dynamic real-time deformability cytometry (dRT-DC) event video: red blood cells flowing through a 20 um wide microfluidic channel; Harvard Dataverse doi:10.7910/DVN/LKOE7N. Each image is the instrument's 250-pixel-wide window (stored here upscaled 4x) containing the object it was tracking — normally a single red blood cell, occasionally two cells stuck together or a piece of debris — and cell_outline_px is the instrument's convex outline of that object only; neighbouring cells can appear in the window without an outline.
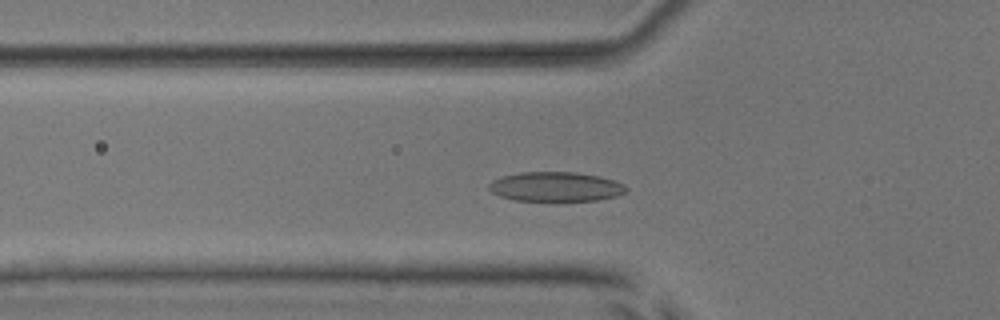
{"species": "common noctule bat (a hibernating species)", "species_latin": "Nyctalus noctula", "temperature_condition": "room temperature", "stored_images_in_passage": 40, "camera_frame_rate_fps": 3000, "um_per_image_px": 0.085, "animal": {"sex": "male", "body_mass_g": 17.9, "forearm_length_mm": 54.2}, "frame": {"image": 1, "passage_image": 15, "time_ms": 4.667, "image_size_px": [1000, 320], "cell_outline_px": [[628, 188], [624, 192], [616, 196], [596, 200], [512, 200], [500, 196], [492, 192], [488, 188], [488, 184], [492, 180], [504, 176], [520, 172], [576, 172], [600, 176], [624, 184]], "centroid_in_image_um": [47.21, 15.86], "position_along_channel_um": 78.6, "area_um2": 23.41}}
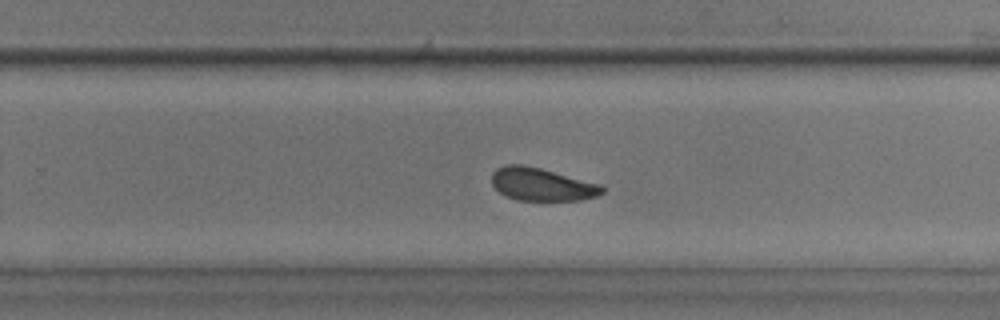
{"frame": {"image": 2, "passage_image": 31, "time_ms": 10.0, "image_size_px": [1000, 320], "cell_outline_px": [[604, 192], [596, 196], [580, 200], [516, 200], [500, 192], [492, 184], [492, 172], [496, 168], [508, 164], [524, 164], [540, 168], [600, 184], [604, 188]], "centroid_in_image_um": [46.03, 15.66], "position_along_channel_um": 283.8, "area_um2": 20.98}}
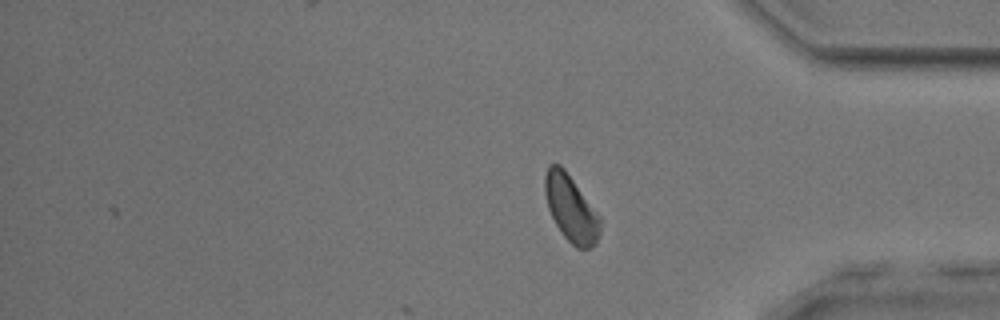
{"frame": {"image": 3, "passage_image": 40, "time_ms": 13.0, "image_size_px": [1000, 320], "cell_outline_px": [[600, 232], [596, 244], [592, 248], [576, 248], [560, 232], [548, 208], [544, 192], [544, 176], [548, 164], [560, 164], [564, 168], [600, 216]], "centroid_in_image_um": [48.52, 17.71], "position_along_channel_um": 386.7, "area_um2": 21.39}, "authors_computed_cell_mechanics": {"area_um2": 22.3686, "velocity_mm_per_s": 3.8594, "shape_relaxation_time_tau1_ms": 2.6321, "shape_relaxation_time_tau2_ms": 2.7776, "deformation_change_tau1": 0.1041, "deformation_change_tau2": 0.0714}}